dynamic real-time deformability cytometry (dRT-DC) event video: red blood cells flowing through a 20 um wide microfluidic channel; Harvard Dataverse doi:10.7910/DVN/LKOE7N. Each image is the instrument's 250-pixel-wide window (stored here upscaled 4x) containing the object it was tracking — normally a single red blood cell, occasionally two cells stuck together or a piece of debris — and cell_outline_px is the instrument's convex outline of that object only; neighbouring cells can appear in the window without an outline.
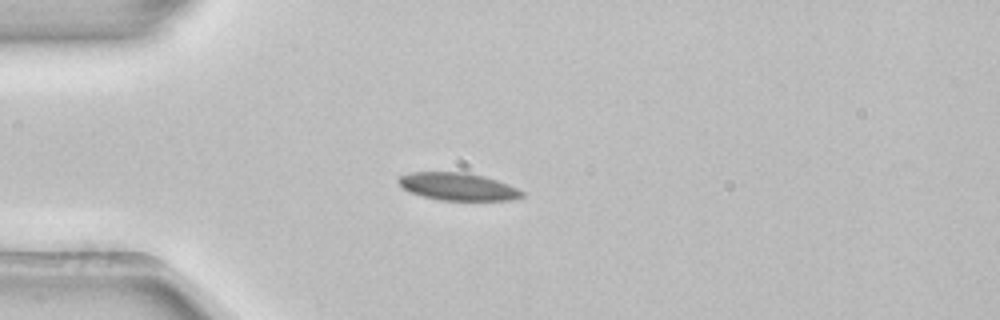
{"species": "common noctule bat (a hibernating species)", "species_latin": "Nyctalus noctula", "temperature_condition": "room temperature", "stored_images_in_passage": 2, "camera_frame_rate_fps": 3000, "um_per_image_px": 0.085, "animal": {"sex": "female", "body_mass_g": 22.7, "forearm_length_mm": 54.2}, "frame": {"image": 1, "passage_image": 1, "time_ms": 0.0, "image_size_px": [1000, 320], "cell_outline_px": [[524, 196], [508, 200], [440, 200], [408, 192], [396, 180], [400, 176], [412, 172], [464, 172], [484, 176], [508, 184], [524, 192]], "centroid_in_image_um": [38.9, 15.86], "position_along_channel_um": 46.1, "area_um2": 19.65}}
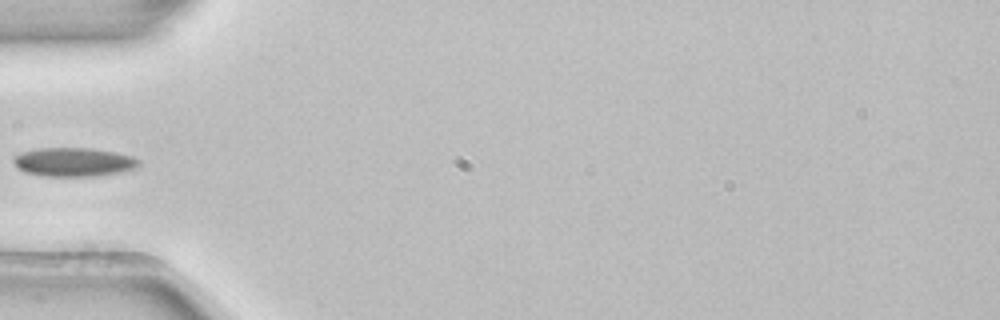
{"frame": {"image": 2, "passage_image": 2, "time_ms": 0.333, "image_size_px": [1000, 320], "cell_outline_px": [[140, 164], [136, 168], [116, 172], [92, 176], [44, 176], [24, 172], [16, 168], [12, 160], [12, 156], [20, 152], [36, 148], [92, 148], [116, 152], [132, 156], [140, 160]], "centroid_in_image_um": [6.19, 13.76], "position_along_channel_um": 78.8, "area_um2": 21.21}}